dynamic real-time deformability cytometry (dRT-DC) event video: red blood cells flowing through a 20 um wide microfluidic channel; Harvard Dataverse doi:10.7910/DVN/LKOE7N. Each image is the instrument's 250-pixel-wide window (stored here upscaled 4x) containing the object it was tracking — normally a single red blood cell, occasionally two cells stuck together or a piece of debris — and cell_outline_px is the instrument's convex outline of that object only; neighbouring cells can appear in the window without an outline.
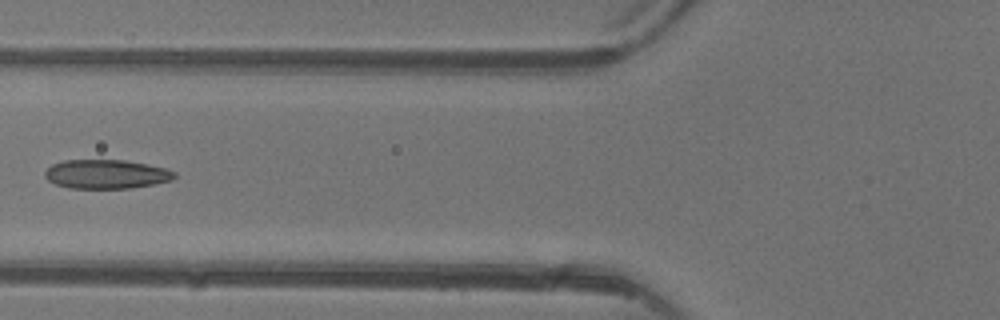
{"species": "common noctule bat (a hibernating species)", "species_latin": "Nyctalus noctula", "temperature_condition": "warm", "stored_images_in_passage": 6, "camera_frame_rate_fps": 3000, "um_per_image_px": 0.085, "animal": {"sex": "female"}, "frame": {"image": 1, "passage_image": 6, "time_ms": 6.0, "image_size_px": [1000, 320], "cell_outline_px": [[176, 176], [172, 180], [132, 188], [68, 188], [56, 184], [48, 180], [44, 176], [44, 172], [52, 164], [64, 160], [124, 160], [148, 164], [168, 168], [176, 172]], "centroid_in_image_um": [9.05, 14.8], "position_along_channel_um": 116.8, "area_um2": 22.02}}